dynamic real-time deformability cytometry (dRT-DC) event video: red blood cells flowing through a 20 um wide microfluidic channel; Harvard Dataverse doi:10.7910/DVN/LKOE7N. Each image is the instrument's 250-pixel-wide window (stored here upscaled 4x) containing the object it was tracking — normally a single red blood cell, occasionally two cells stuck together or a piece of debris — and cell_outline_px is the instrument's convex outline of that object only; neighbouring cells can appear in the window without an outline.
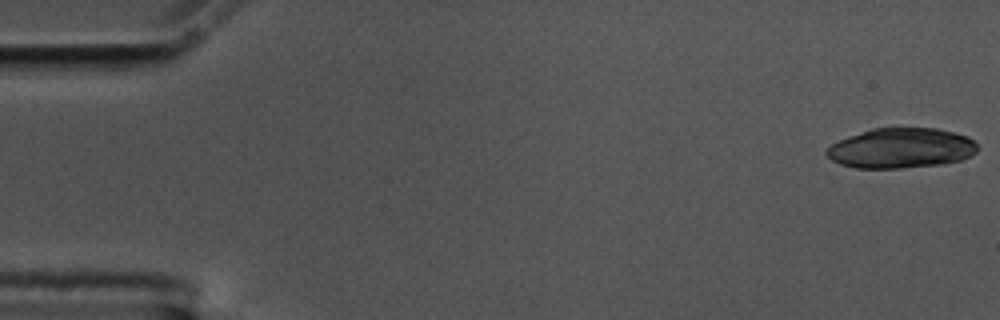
{"species": "common noctule bat (a hibernating species)", "species_latin": "Nyctalus noctula", "temperature_condition": "cold", "stored_images_in_passage": 18, "camera_frame_rate_fps": 3000, "um_per_image_px": 0.085, "animal": {"sex": "male", "body_mass_g": 17.5, "forearm_length_mm": 52.3}, "frame": {"image": 1, "passage_image": 1, "time_ms": 0.0, "image_size_px": [1000, 320], "cell_outline_px": [[976, 152], [960, 160], [944, 164], [900, 168], [856, 168], [840, 164], [832, 160], [824, 152], [832, 144], [848, 136], [872, 128], [936, 128], [968, 136], [976, 144]], "centroid_in_image_um": [76.57, 12.59], "position_along_channel_um": 8.4, "area_um2": 35.08}}